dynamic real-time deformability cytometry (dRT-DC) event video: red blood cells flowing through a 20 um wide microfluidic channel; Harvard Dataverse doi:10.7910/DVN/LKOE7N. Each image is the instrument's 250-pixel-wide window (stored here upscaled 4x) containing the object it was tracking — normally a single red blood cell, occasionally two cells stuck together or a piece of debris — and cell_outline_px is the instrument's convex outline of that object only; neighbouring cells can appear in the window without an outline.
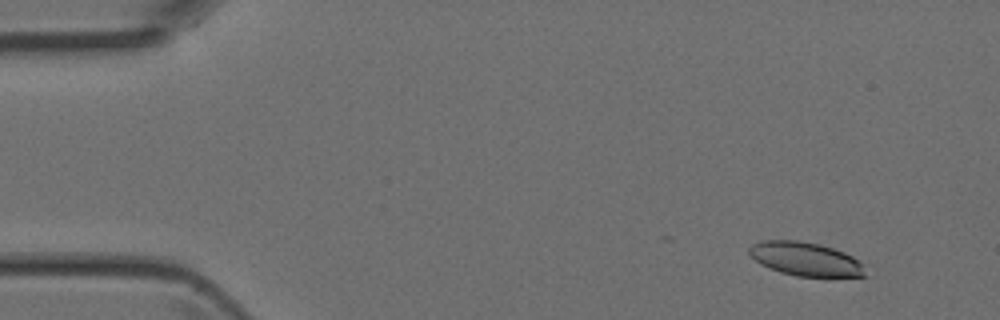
{"species": "Egyptian fruit bat (a non-hibernating species)", "species_latin": "Rousettus aegyptiacus", "temperature_condition": "room temperature", "stored_images_in_passage": 6, "camera_frame_rate_fps": 3000, "um_per_image_px": 0.085, "animal": {"sex": "female"}, "frame": {"image": 1, "passage_image": 2, "time_ms": 0.333, "image_size_px": [1000, 320], "cell_outline_px": [[868, 276], [796, 276], [780, 272], [760, 264], [748, 252], [748, 248], [752, 244], [760, 240], [800, 240], [820, 244], [844, 252], [852, 256], [864, 264]], "centroid_in_image_um": [68.47, 22.0], "position_along_channel_um": 16.5, "area_um2": 22.89}}
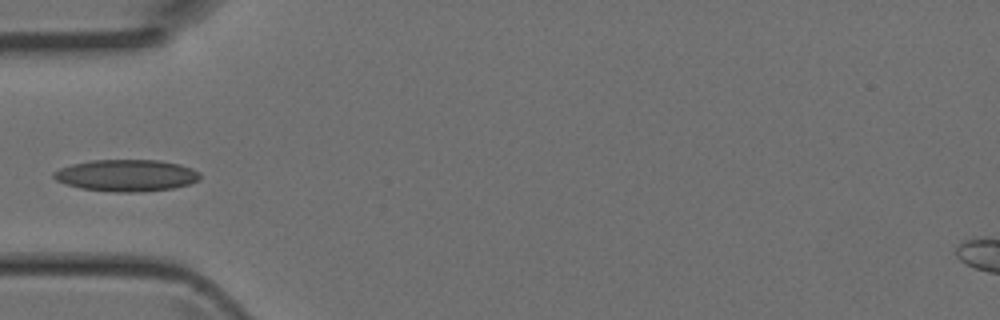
{"frame": {"image": 2, "passage_image": 5, "time_ms": 1.333, "image_size_px": [1000, 320], "cell_outline_px": [[200, 180], [188, 184], [172, 188], [144, 192], [112, 192], [80, 188], [56, 180], [52, 176], [52, 172], [60, 168], [72, 164], [92, 160], [160, 160], [180, 164], [192, 168], [200, 172]], "centroid_in_image_um": [10.76, 14.91], "position_along_channel_um": 74.2, "area_um2": 27.22}}
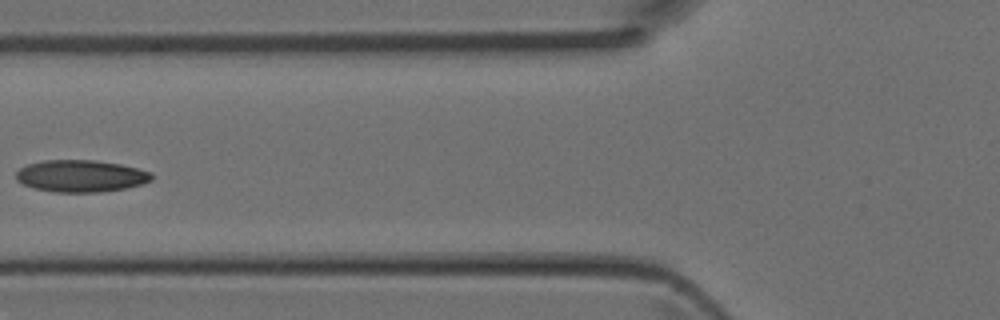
{"frame": {"image": 3, "passage_image": 6, "time_ms": 1.667, "image_size_px": [1000, 320], "cell_outline_px": [[152, 180], [128, 188], [100, 192], [56, 192], [32, 188], [16, 180], [16, 172], [20, 168], [28, 164], [44, 160], [96, 160], [120, 164], [152, 172]], "centroid_in_image_um": [6.87, 14.96], "position_along_channel_um": 118.9, "area_um2": 25.32}}